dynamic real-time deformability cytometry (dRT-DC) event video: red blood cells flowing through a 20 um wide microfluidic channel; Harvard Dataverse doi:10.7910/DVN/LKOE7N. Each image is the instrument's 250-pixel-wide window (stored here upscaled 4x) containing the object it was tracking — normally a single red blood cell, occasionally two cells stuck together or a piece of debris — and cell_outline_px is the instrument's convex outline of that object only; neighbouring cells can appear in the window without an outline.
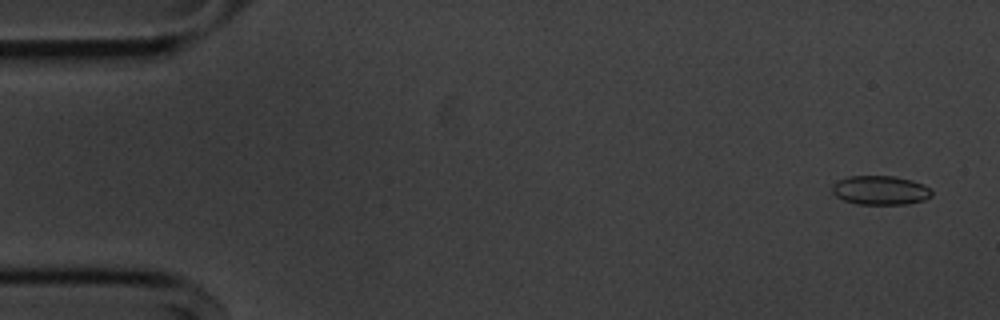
{"species": "common noctule bat (a hibernating species)", "species_latin": "Nyctalus noctula", "temperature_condition": "cold", "stored_images_in_passage": 53, "camera_frame_rate_fps": 3000, "um_per_image_px": 0.085, "animal": {"sex": "male", "body_mass_g": 20.1, "forearm_length_mm": 53.5}, "frame": {"image": 1, "passage_image": 1, "time_ms": 0.0, "image_size_px": [1000, 320], "cell_outline_px": [[932, 196], [924, 200], [904, 204], [856, 204], [844, 200], [836, 196], [832, 192], [832, 184], [836, 180], [848, 176], [892, 176], [912, 180], [924, 184], [932, 192]], "centroid_in_image_um": [74.8, 16.16], "position_along_channel_um": 10.2, "area_um2": 16.94}}
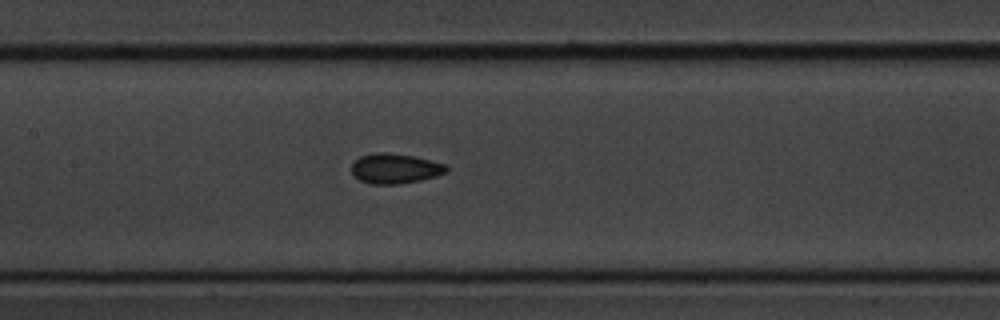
{"frame": {"image": 2, "passage_image": 24, "time_ms": 7.667, "image_size_px": [1000, 320], "cell_outline_px": [[448, 172], [436, 176], [420, 180], [400, 184], [368, 184], [352, 176], [352, 164], [360, 156], [380, 152], [384, 152], [416, 156], [444, 164], [448, 168]], "centroid_in_image_um": [33.57, 14.33], "position_along_channel_um": 173.8, "area_um2": 16.65}}
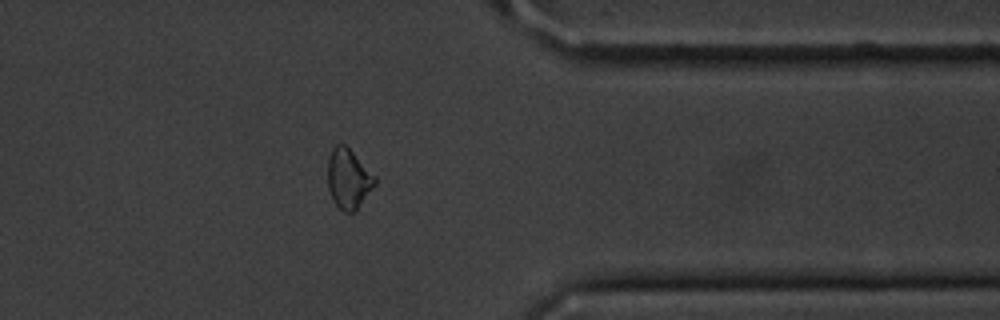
{"frame": {"image": 3, "passage_image": 42, "time_ms": 13.667, "image_size_px": [1000, 320], "cell_outline_px": [[376, 184], [356, 212], [344, 212], [332, 200], [328, 188], [328, 160], [332, 148], [336, 144], [344, 144], [376, 176]], "centroid_in_image_um": [29.63, 15.22], "position_along_channel_um": 381.8, "area_um2": 16.47}, "authors_computed_cell_mechanics": {"area_um2": 16.6464, "velocity_mm_per_s": 3.6472, "shape_relaxation_time_tau1_ms": 2.5421, "shape_relaxation_time_tau2_ms": 4.0261, "deformation_change_tau1": 0.0562, "deformation_change_tau2": 0.0883}}